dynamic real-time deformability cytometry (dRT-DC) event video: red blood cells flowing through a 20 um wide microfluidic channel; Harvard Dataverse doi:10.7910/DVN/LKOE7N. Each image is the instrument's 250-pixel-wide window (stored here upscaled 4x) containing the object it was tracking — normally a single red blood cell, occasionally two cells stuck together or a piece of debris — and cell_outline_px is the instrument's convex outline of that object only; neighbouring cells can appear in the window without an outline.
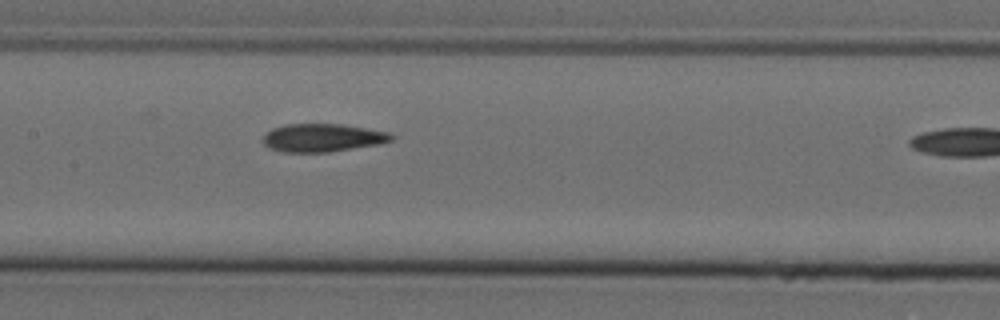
{"species": "Egyptian fruit bat (a non-hibernating species)", "species_latin": "Rousettus aegyptiacus", "temperature_condition": "cold", "stored_images_in_passage": 8, "segment_of_instrument_passage": [1, 2], "camera_frame_rate_fps": 3000, "um_per_image_px": 0.085, "animal": {"sex": "female"}, "frame": {"image": 1, "passage_image": 7, "time_ms": 2.0, "image_size_px": [1000, 320], "cell_outline_px": [[396, 136], [392, 140], [380, 144], [328, 152], [280, 152], [268, 148], [264, 144], [264, 136], [272, 128], [288, 124], [340, 124], [388, 132]], "centroid_in_image_um": [27.42, 11.72], "position_along_channel_um": 180.0, "area_um2": 20.92}}